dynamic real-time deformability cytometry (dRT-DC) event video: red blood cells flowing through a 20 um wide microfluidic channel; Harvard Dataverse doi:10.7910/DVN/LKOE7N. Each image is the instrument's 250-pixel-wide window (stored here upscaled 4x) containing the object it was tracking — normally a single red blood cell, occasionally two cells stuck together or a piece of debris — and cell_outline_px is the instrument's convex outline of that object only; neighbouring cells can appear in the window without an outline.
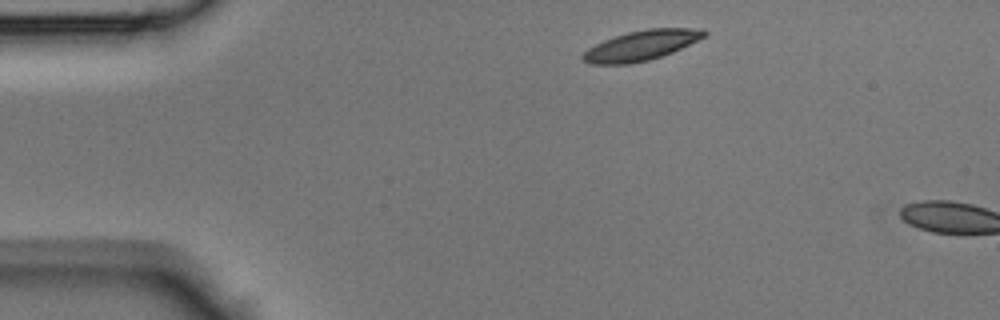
{"species": "Egyptian fruit bat (a non-hibernating species)", "species_latin": "Rousettus aegyptiacus", "temperature_condition": "room temperature", "stored_images_in_passage": 3, "camera_frame_rate_fps": 3000, "um_per_image_px": 0.085, "animal": {"sex": "male"}, "frame": {"image": 1, "passage_image": 1, "time_ms": 0.0, "image_size_px": [1000, 320], "cell_outline_px": [[708, 32], [704, 36], [672, 52], [648, 60], [632, 64], [588, 64], [580, 60], [580, 56], [588, 48], [604, 40], [628, 32], [648, 28], [704, 28]], "centroid_in_image_um": [54.46, 3.87], "position_along_channel_um": 30.5, "area_um2": 21.1}}